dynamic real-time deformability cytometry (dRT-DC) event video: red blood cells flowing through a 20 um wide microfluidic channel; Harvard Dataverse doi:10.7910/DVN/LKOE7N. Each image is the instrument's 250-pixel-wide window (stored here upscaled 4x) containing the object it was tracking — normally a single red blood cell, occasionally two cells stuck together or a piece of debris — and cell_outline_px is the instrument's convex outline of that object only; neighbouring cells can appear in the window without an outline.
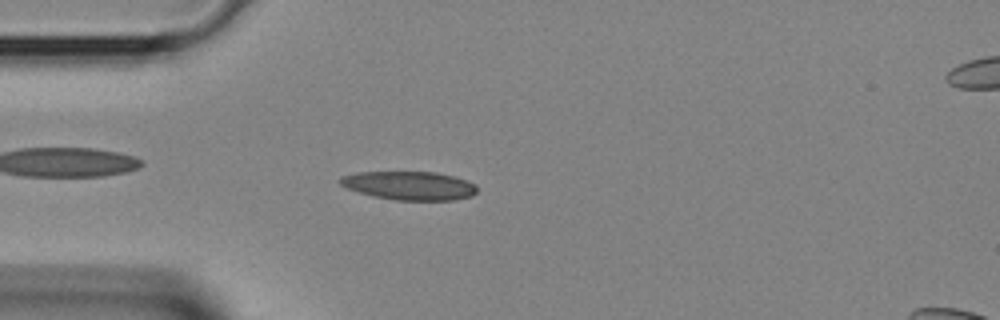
{"species": "Egyptian fruit bat (a non-hibernating species)", "species_latin": "Rousettus aegyptiacus", "temperature_condition": "room temperature", "stored_images_in_passage": 38, "camera_frame_rate_fps": 3000, "um_per_image_px": 0.085, "animal": {"sex": "female"}, "frame": {"image": 1, "passage_image": 9, "time_ms": 2.667, "image_size_px": [1000, 320], "cell_outline_px": [[476, 192], [472, 196], [452, 200], [396, 200], [372, 196], [348, 188], [340, 184], [336, 180], [340, 176], [356, 172], [436, 172], [456, 176], [468, 180], [476, 184]], "centroid_in_image_um": [34.8, 15.76], "position_along_channel_um": 50.2, "area_um2": 23.0}}
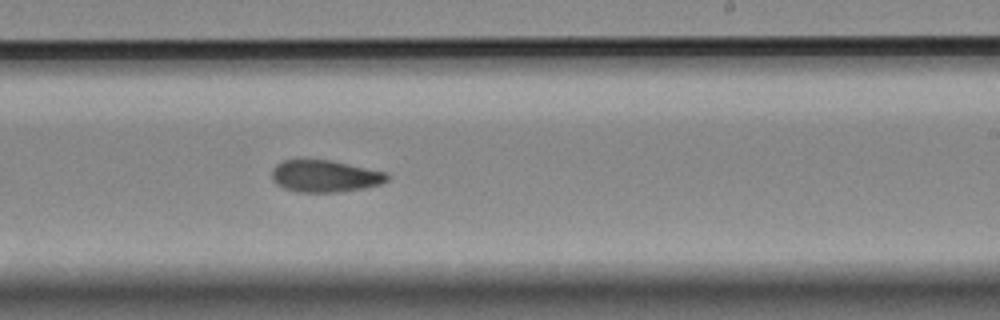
{"frame": {"image": 2, "passage_image": 22, "time_ms": 7.0, "image_size_px": [1000, 320], "cell_outline_px": [[388, 180], [380, 184], [364, 188], [336, 192], [300, 192], [284, 188], [276, 184], [272, 180], [272, 168], [276, 164], [284, 160], [332, 160], [388, 172]], "centroid_in_image_um": [27.63, 14.96], "position_along_channel_um": 261.4, "area_um2": 21.56}}
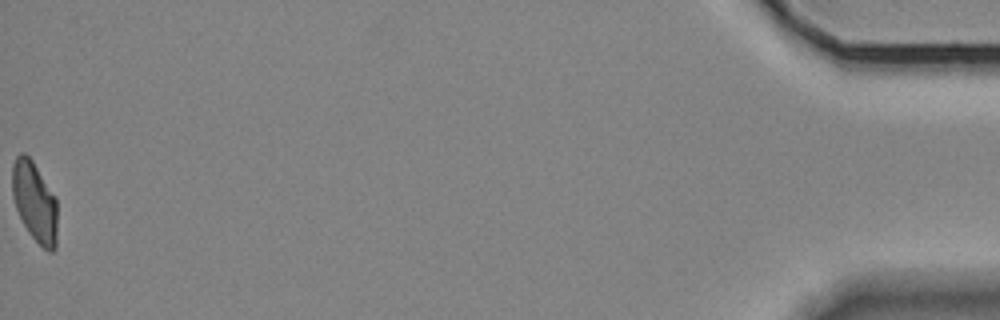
{"frame": {"image": 3, "passage_image": 38, "time_ms": 12.333, "image_size_px": [1000, 320], "cell_outline_px": [[56, 248], [52, 252], [48, 252], [28, 232], [16, 208], [12, 196], [12, 164], [16, 156], [20, 152], [24, 152], [32, 160], [56, 200]], "centroid_in_image_um": [2.92, 17.14], "position_along_channel_um": 432.3, "area_um2": 20.69}}